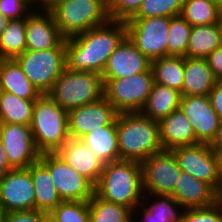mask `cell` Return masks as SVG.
I'll use <instances>...</instances> for the list:
<instances>
[{
	"mask_svg": "<svg viewBox=\"0 0 222 222\" xmlns=\"http://www.w3.org/2000/svg\"><path fill=\"white\" fill-rule=\"evenodd\" d=\"M126 37L125 21L109 20L65 39L66 68L102 74L110 55Z\"/></svg>",
	"mask_w": 222,
	"mask_h": 222,
	"instance_id": "6da1fadb",
	"label": "cell"
},
{
	"mask_svg": "<svg viewBox=\"0 0 222 222\" xmlns=\"http://www.w3.org/2000/svg\"><path fill=\"white\" fill-rule=\"evenodd\" d=\"M116 127L121 160L141 163L164 150L160 142L159 122L141 112L118 113Z\"/></svg>",
	"mask_w": 222,
	"mask_h": 222,
	"instance_id": "7a4b0ae2",
	"label": "cell"
},
{
	"mask_svg": "<svg viewBox=\"0 0 222 222\" xmlns=\"http://www.w3.org/2000/svg\"><path fill=\"white\" fill-rule=\"evenodd\" d=\"M94 193L103 200L135 209L144 193L141 163L121 159L106 163Z\"/></svg>",
	"mask_w": 222,
	"mask_h": 222,
	"instance_id": "3957f363",
	"label": "cell"
},
{
	"mask_svg": "<svg viewBox=\"0 0 222 222\" xmlns=\"http://www.w3.org/2000/svg\"><path fill=\"white\" fill-rule=\"evenodd\" d=\"M30 127L40 153L57 152L70 138L68 111L46 94L34 103Z\"/></svg>",
	"mask_w": 222,
	"mask_h": 222,
	"instance_id": "277c9868",
	"label": "cell"
},
{
	"mask_svg": "<svg viewBox=\"0 0 222 222\" xmlns=\"http://www.w3.org/2000/svg\"><path fill=\"white\" fill-rule=\"evenodd\" d=\"M46 95L69 111L103 98L104 83L99 73L72 71L66 68Z\"/></svg>",
	"mask_w": 222,
	"mask_h": 222,
	"instance_id": "5b68a950",
	"label": "cell"
},
{
	"mask_svg": "<svg viewBox=\"0 0 222 222\" xmlns=\"http://www.w3.org/2000/svg\"><path fill=\"white\" fill-rule=\"evenodd\" d=\"M49 11L66 39L110 20L108 5L103 0H60Z\"/></svg>",
	"mask_w": 222,
	"mask_h": 222,
	"instance_id": "8992f818",
	"label": "cell"
},
{
	"mask_svg": "<svg viewBox=\"0 0 222 222\" xmlns=\"http://www.w3.org/2000/svg\"><path fill=\"white\" fill-rule=\"evenodd\" d=\"M104 97L118 113L141 112L154 85L151 67L122 79H102Z\"/></svg>",
	"mask_w": 222,
	"mask_h": 222,
	"instance_id": "52a82bcc",
	"label": "cell"
},
{
	"mask_svg": "<svg viewBox=\"0 0 222 222\" xmlns=\"http://www.w3.org/2000/svg\"><path fill=\"white\" fill-rule=\"evenodd\" d=\"M14 60L30 82L44 95L66 69V49L25 50Z\"/></svg>",
	"mask_w": 222,
	"mask_h": 222,
	"instance_id": "ba28073f",
	"label": "cell"
},
{
	"mask_svg": "<svg viewBox=\"0 0 222 222\" xmlns=\"http://www.w3.org/2000/svg\"><path fill=\"white\" fill-rule=\"evenodd\" d=\"M170 17L130 18L127 37L150 61L167 56Z\"/></svg>",
	"mask_w": 222,
	"mask_h": 222,
	"instance_id": "9c48e42d",
	"label": "cell"
},
{
	"mask_svg": "<svg viewBox=\"0 0 222 222\" xmlns=\"http://www.w3.org/2000/svg\"><path fill=\"white\" fill-rule=\"evenodd\" d=\"M39 160L48 168L62 201H89L93 197L94 185L56 152L41 153Z\"/></svg>",
	"mask_w": 222,
	"mask_h": 222,
	"instance_id": "30bf717a",
	"label": "cell"
},
{
	"mask_svg": "<svg viewBox=\"0 0 222 222\" xmlns=\"http://www.w3.org/2000/svg\"><path fill=\"white\" fill-rule=\"evenodd\" d=\"M143 192L147 195H171L181 169L171 150L152 154L141 162Z\"/></svg>",
	"mask_w": 222,
	"mask_h": 222,
	"instance_id": "8fae6325",
	"label": "cell"
},
{
	"mask_svg": "<svg viewBox=\"0 0 222 222\" xmlns=\"http://www.w3.org/2000/svg\"><path fill=\"white\" fill-rule=\"evenodd\" d=\"M182 172L209 184L217 193L220 192L217 160L210 144L198 143L180 146L171 150Z\"/></svg>",
	"mask_w": 222,
	"mask_h": 222,
	"instance_id": "7c38bea8",
	"label": "cell"
},
{
	"mask_svg": "<svg viewBox=\"0 0 222 222\" xmlns=\"http://www.w3.org/2000/svg\"><path fill=\"white\" fill-rule=\"evenodd\" d=\"M0 206L6 213L35 209V187L28 168H16L0 177Z\"/></svg>",
	"mask_w": 222,
	"mask_h": 222,
	"instance_id": "4fadbf2b",
	"label": "cell"
},
{
	"mask_svg": "<svg viewBox=\"0 0 222 222\" xmlns=\"http://www.w3.org/2000/svg\"><path fill=\"white\" fill-rule=\"evenodd\" d=\"M0 140L13 169L28 168L39 160L30 125L0 123Z\"/></svg>",
	"mask_w": 222,
	"mask_h": 222,
	"instance_id": "5bb4252c",
	"label": "cell"
},
{
	"mask_svg": "<svg viewBox=\"0 0 222 222\" xmlns=\"http://www.w3.org/2000/svg\"><path fill=\"white\" fill-rule=\"evenodd\" d=\"M179 109L188 118L196 140L211 144L222 120L211 106L209 97L182 96Z\"/></svg>",
	"mask_w": 222,
	"mask_h": 222,
	"instance_id": "9a60e30c",
	"label": "cell"
},
{
	"mask_svg": "<svg viewBox=\"0 0 222 222\" xmlns=\"http://www.w3.org/2000/svg\"><path fill=\"white\" fill-rule=\"evenodd\" d=\"M117 115L118 112L105 97L73 108L68 111L69 137L81 139L91 131L109 125Z\"/></svg>",
	"mask_w": 222,
	"mask_h": 222,
	"instance_id": "2e32d148",
	"label": "cell"
},
{
	"mask_svg": "<svg viewBox=\"0 0 222 222\" xmlns=\"http://www.w3.org/2000/svg\"><path fill=\"white\" fill-rule=\"evenodd\" d=\"M26 50L44 51L65 48V37L55 23L49 10L33 11L26 18Z\"/></svg>",
	"mask_w": 222,
	"mask_h": 222,
	"instance_id": "e0dca14e",
	"label": "cell"
},
{
	"mask_svg": "<svg viewBox=\"0 0 222 222\" xmlns=\"http://www.w3.org/2000/svg\"><path fill=\"white\" fill-rule=\"evenodd\" d=\"M150 67L151 61L126 37L110 55L101 76L102 79H122L146 72Z\"/></svg>",
	"mask_w": 222,
	"mask_h": 222,
	"instance_id": "ac0fdd59",
	"label": "cell"
},
{
	"mask_svg": "<svg viewBox=\"0 0 222 222\" xmlns=\"http://www.w3.org/2000/svg\"><path fill=\"white\" fill-rule=\"evenodd\" d=\"M56 153L94 186L97 184L105 163L81 139L69 138Z\"/></svg>",
	"mask_w": 222,
	"mask_h": 222,
	"instance_id": "d6986e66",
	"label": "cell"
},
{
	"mask_svg": "<svg viewBox=\"0 0 222 222\" xmlns=\"http://www.w3.org/2000/svg\"><path fill=\"white\" fill-rule=\"evenodd\" d=\"M171 196L184 209L207 207L218 201V193L209 184L182 171Z\"/></svg>",
	"mask_w": 222,
	"mask_h": 222,
	"instance_id": "ffe728a7",
	"label": "cell"
},
{
	"mask_svg": "<svg viewBox=\"0 0 222 222\" xmlns=\"http://www.w3.org/2000/svg\"><path fill=\"white\" fill-rule=\"evenodd\" d=\"M159 132L160 142L164 150L199 143L188 118L180 109L173 111L159 121Z\"/></svg>",
	"mask_w": 222,
	"mask_h": 222,
	"instance_id": "44dd1931",
	"label": "cell"
},
{
	"mask_svg": "<svg viewBox=\"0 0 222 222\" xmlns=\"http://www.w3.org/2000/svg\"><path fill=\"white\" fill-rule=\"evenodd\" d=\"M217 81L205 58L185 57L182 96H208Z\"/></svg>",
	"mask_w": 222,
	"mask_h": 222,
	"instance_id": "7402d4cb",
	"label": "cell"
},
{
	"mask_svg": "<svg viewBox=\"0 0 222 222\" xmlns=\"http://www.w3.org/2000/svg\"><path fill=\"white\" fill-rule=\"evenodd\" d=\"M0 88L25 100H37L43 95L14 59H0Z\"/></svg>",
	"mask_w": 222,
	"mask_h": 222,
	"instance_id": "603a6c76",
	"label": "cell"
},
{
	"mask_svg": "<svg viewBox=\"0 0 222 222\" xmlns=\"http://www.w3.org/2000/svg\"><path fill=\"white\" fill-rule=\"evenodd\" d=\"M35 187V210L49 214L62 202L48 168L40 161L28 167Z\"/></svg>",
	"mask_w": 222,
	"mask_h": 222,
	"instance_id": "cb8c5ba5",
	"label": "cell"
},
{
	"mask_svg": "<svg viewBox=\"0 0 222 222\" xmlns=\"http://www.w3.org/2000/svg\"><path fill=\"white\" fill-rule=\"evenodd\" d=\"M81 141L105 164L120 160L116 118L109 125L86 134L81 138Z\"/></svg>",
	"mask_w": 222,
	"mask_h": 222,
	"instance_id": "d4e9b609",
	"label": "cell"
},
{
	"mask_svg": "<svg viewBox=\"0 0 222 222\" xmlns=\"http://www.w3.org/2000/svg\"><path fill=\"white\" fill-rule=\"evenodd\" d=\"M182 95L179 91L154 83L141 113L154 121H160L179 109Z\"/></svg>",
	"mask_w": 222,
	"mask_h": 222,
	"instance_id": "484cf974",
	"label": "cell"
},
{
	"mask_svg": "<svg viewBox=\"0 0 222 222\" xmlns=\"http://www.w3.org/2000/svg\"><path fill=\"white\" fill-rule=\"evenodd\" d=\"M221 45L222 30L219 23L192 26L187 57L206 58Z\"/></svg>",
	"mask_w": 222,
	"mask_h": 222,
	"instance_id": "4316f807",
	"label": "cell"
},
{
	"mask_svg": "<svg viewBox=\"0 0 222 222\" xmlns=\"http://www.w3.org/2000/svg\"><path fill=\"white\" fill-rule=\"evenodd\" d=\"M185 57L164 56L151 61L154 83L179 91L182 95Z\"/></svg>",
	"mask_w": 222,
	"mask_h": 222,
	"instance_id": "83f0119b",
	"label": "cell"
},
{
	"mask_svg": "<svg viewBox=\"0 0 222 222\" xmlns=\"http://www.w3.org/2000/svg\"><path fill=\"white\" fill-rule=\"evenodd\" d=\"M222 0H185L180 15L191 25L219 23Z\"/></svg>",
	"mask_w": 222,
	"mask_h": 222,
	"instance_id": "f1b7e54d",
	"label": "cell"
},
{
	"mask_svg": "<svg viewBox=\"0 0 222 222\" xmlns=\"http://www.w3.org/2000/svg\"><path fill=\"white\" fill-rule=\"evenodd\" d=\"M36 100H25L18 96L1 91L0 123L30 125Z\"/></svg>",
	"mask_w": 222,
	"mask_h": 222,
	"instance_id": "f546056e",
	"label": "cell"
},
{
	"mask_svg": "<svg viewBox=\"0 0 222 222\" xmlns=\"http://www.w3.org/2000/svg\"><path fill=\"white\" fill-rule=\"evenodd\" d=\"M26 18L10 20L0 36V59H14L26 50Z\"/></svg>",
	"mask_w": 222,
	"mask_h": 222,
	"instance_id": "4dcf8cb0",
	"label": "cell"
},
{
	"mask_svg": "<svg viewBox=\"0 0 222 222\" xmlns=\"http://www.w3.org/2000/svg\"><path fill=\"white\" fill-rule=\"evenodd\" d=\"M90 222H132V210L124 205L112 203L95 193L89 200Z\"/></svg>",
	"mask_w": 222,
	"mask_h": 222,
	"instance_id": "1f68e13d",
	"label": "cell"
},
{
	"mask_svg": "<svg viewBox=\"0 0 222 222\" xmlns=\"http://www.w3.org/2000/svg\"><path fill=\"white\" fill-rule=\"evenodd\" d=\"M144 197H147V199ZM145 200L147 201L144 202ZM140 205L143 206L153 218L170 222H181L182 214L185 210L171 195H147L143 193V199Z\"/></svg>",
	"mask_w": 222,
	"mask_h": 222,
	"instance_id": "d6a6232c",
	"label": "cell"
},
{
	"mask_svg": "<svg viewBox=\"0 0 222 222\" xmlns=\"http://www.w3.org/2000/svg\"><path fill=\"white\" fill-rule=\"evenodd\" d=\"M192 26L181 16L170 17L167 56L187 57Z\"/></svg>",
	"mask_w": 222,
	"mask_h": 222,
	"instance_id": "836d02e7",
	"label": "cell"
},
{
	"mask_svg": "<svg viewBox=\"0 0 222 222\" xmlns=\"http://www.w3.org/2000/svg\"><path fill=\"white\" fill-rule=\"evenodd\" d=\"M185 0H144L132 18L173 17L180 15Z\"/></svg>",
	"mask_w": 222,
	"mask_h": 222,
	"instance_id": "e575fe53",
	"label": "cell"
},
{
	"mask_svg": "<svg viewBox=\"0 0 222 222\" xmlns=\"http://www.w3.org/2000/svg\"><path fill=\"white\" fill-rule=\"evenodd\" d=\"M49 214L57 222H90L89 201H62Z\"/></svg>",
	"mask_w": 222,
	"mask_h": 222,
	"instance_id": "d590c367",
	"label": "cell"
},
{
	"mask_svg": "<svg viewBox=\"0 0 222 222\" xmlns=\"http://www.w3.org/2000/svg\"><path fill=\"white\" fill-rule=\"evenodd\" d=\"M181 222H222V203L218 200L207 207L185 209Z\"/></svg>",
	"mask_w": 222,
	"mask_h": 222,
	"instance_id": "8d00e7d4",
	"label": "cell"
},
{
	"mask_svg": "<svg viewBox=\"0 0 222 222\" xmlns=\"http://www.w3.org/2000/svg\"><path fill=\"white\" fill-rule=\"evenodd\" d=\"M144 0H114L108 6L110 20L127 21L132 18Z\"/></svg>",
	"mask_w": 222,
	"mask_h": 222,
	"instance_id": "74e56055",
	"label": "cell"
},
{
	"mask_svg": "<svg viewBox=\"0 0 222 222\" xmlns=\"http://www.w3.org/2000/svg\"><path fill=\"white\" fill-rule=\"evenodd\" d=\"M26 0H0V13L9 20L27 18L35 9Z\"/></svg>",
	"mask_w": 222,
	"mask_h": 222,
	"instance_id": "f35d334b",
	"label": "cell"
},
{
	"mask_svg": "<svg viewBox=\"0 0 222 222\" xmlns=\"http://www.w3.org/2000/svg\"><path fill=\"white\" fill-rule=\"evenodd\" d=\"M4 222H44V212L35 209L8 212Z\"/></svg>",
	"mask_w": 222,
	"mask_h": 222,
	"instance_id": "ab89813d",
	"label": "cell"
},
{
	"mask_svg": "<svg viewBox=\"0 0 222 222\" xmlns=\"http://www.w3.org/2000/svg\"><path fill=\"white\" fill-rule=\"evenodd\" d=\"M205 59L213 71L215 78L218 81H222V45L219 48H216Z\"/></svg>",
	"mask_w": 222,
	"mask_h": 222,
	"instance_id": "60d3db41",
	"label": "cell"
},
{
	"mask_svg": "<svg viewBox=\"0 0 222 222\" xmlns=\"http://www.w3.org/2000/svg\"><path fill=\"white\" fill-rule=\"evenodd\" d=\"M211 106L222 120V81H217L208 94Z\"/></svg>",
	"mask_w": 222,
	"mask_h": 222,
	"instance_id": "b9f144b4",
	"label": "cell"
},
{
	"mask_svg": "<svg viewBox=\"0 0 222 222\" xmlns=\"http://www.w3.org/2000/svg\"><path fill=\"white\" fill-rule=\"evenodd\" d=\"M140 212L142 214H140ZM137 214L143 215V216H139V218H141V220L139 219V222H170V221L158 220L157 218H153V216L143 206L141 207V205H138L135 209L132 210V222H135V220L136 222H138L137 221L138 218H136Z\"/></svg>",
	"mask_w": 222,
	"mask_h": 222,
	"instance_id": "7bdbcfd3",
	"label": "cell"
},
{
	"mask_svg": "<svg viewBox=\"0 0 222 222\" xmlns=\"http://www.w3.org/2000/svg\"><path fill=\"white\" fill-rule=\"evenodd\" d=\"M13 168L8 162L6 152L4 151V146L2 141L0 140V177H2L5 173L9 172Z\"/></svg>",
	"mask_w": 222,
	"mask_h": 222,
	"instance_id": "ee69618b",
	"label": "cell"
},
{
	"mask_svg": "<svg viewBox=\"0 0 222 222\" xmlns=\"http://www.w3.org/2000/svg\"><path fill=\"white\" fill-rule=\"evenodd\" d=\"M216 160H217V168H218V175L220 180V190L222 187V149H213Z\"/></svg>",
	"mask_w": 222,
	"mask_h": 222,
	"instance_id": "f6af8a7d",
	"label": "cell"
},
{
	"mask_svg": "<svg viewBox=\"0 0 222 222\" xmlns=\"http://www.w3.org/2000/svg\"><path fill=\"white\" fill-rule=\"evenodd\" d=\"M60 0H36L38 10H49Z\"/></svg>",
	"mask_w": 222,
	"mask_h": 222,
	"instance_id": "bcb514c9",
	"label": "cell"
},
{
	"mask_svg": "<svg viewBox=\"0 0 222 222\" xmlns=\"http://www.w3.org/2000/svg\"><path fill=\"white\" fill-rule=\"evenodd\" d=\"M210 146L212 147V149H222V121L219 129L217 130V134Z\"/></svg>",
	"mask_w": 222,
	"mask_h": 222,
	"instance_id": "7dc6e473",
	"label": "cell"
},
{
	"mask_svg": "<svg viewBox=\"0 0 222 222\" xmlns=\"http://www.w3.org/2000/svg\"><path fill=\"white\" fill-rule=\"evenodd\" d=\"M9 21L10 20L5 15L0 13V36L2 32L5 30V28L7 27V24Z\"/></svg>",
	"mask_w": 222,
	"mask_h": 222,
	"instance_id": "c3c4849f",
	"label": "cell"
},
{
	"mask_svg": "<svg viewBox=\"0 0 222 222\" xmlns=\"http://www.w3.org/2000/svg\"><path fill=\"white\" fill-rule=\"evenodd\" d=\"M44 222H57L51 214L44 213Z\"/></svg>",
	"mask_w": 222,
	"mask_h": 222,
	"instance_id": "681fc988",
	"label": "cell"
},
{
	"mask_svg": "<svg viewBox=\"0 0 222 222\" xmlns=\"http://www.w3.org/2000/svg\"><path fill=\"white\" fill-rule=\"evenodd\" d=\"M6 216V212L4 209L0 206V222H4Z\"/></svg>",
	"mask_w": 222,
	"mask_h": 222,
	"instance_id": "f907efd6",
	"label": "cell"
},
{
	"mask_svg": "<svg viewBox=\"0 0 222 222\" xmlns=\"http://www.w3.org/2000/svg\"><path fill=\"white\" fill-rule=\"evenodd\" d=\"M26 1L33 7V9H37L36 0H26Z\"/></svg>",
	"mask_w": 222,
	"mask_h": 222,
	"instance_id": "816d5d0a",
	"label": "cell"
},
{
	"mask_svg": "<svg viewBox=\"0 0 222 222\" xmlns=\"http://www.w3.org/2000/svg\"><path fill=\"white\" fill-rule=\"evenodd\" d=\"M218 200L222 203V187L220 192L218 193Z\"/></svg>",
	"mask_w": 222,
	"mask_h": 222,
	"instance_id": "f5cc1de1",
	"label": "cell"
},
{
	"mask_svg": "<svg viewBox=\"0 0 222 222\" xmlns=\"http://www.w3.org/2000/svg\"><path fill=\"white\" fill-rule=\"evenodd\" d=\"M219 24H220V27H221V30H222V10H221V13H220Z\"/></svg>",
	"mask_w": 222,
	"mask_h": 222,
	"instance_id": "db71d44e",
	"label": "cell"
},
{
	"mask_svg": "<svg viewBox=\"0 0 222 222\" xmlns=\"http://www.w3.org/2000/svg\"><path fill=\"white\" fill-rule=\"evenodd\" d=\"M108 6L114 1V0H103Z\"/></svg>",
	"mask_w": 222,
	"mask_h": 222,
	"instance_id": "11a10c76",
	"label": "cell"
}]
</instances>
